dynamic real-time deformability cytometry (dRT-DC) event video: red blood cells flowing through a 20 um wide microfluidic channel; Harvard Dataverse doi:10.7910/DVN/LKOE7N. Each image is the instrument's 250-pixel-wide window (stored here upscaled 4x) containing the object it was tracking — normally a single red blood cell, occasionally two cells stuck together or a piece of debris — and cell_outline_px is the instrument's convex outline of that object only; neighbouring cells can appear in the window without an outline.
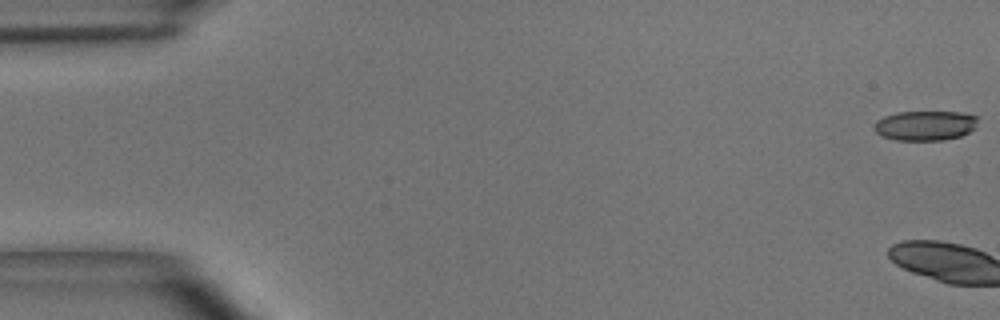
{"species": "common noctule bat (a hibernating species)", "species_latin": "Nyctalus noctula", "temperature_condition": "room temperature", "stored_images_in_passage": 4, "camera_frame_rate_fps": 3000, "um_per_image_px": 0.085, "animal": {"sex": "male", "body_mass_g": 15.6}, "frame": {"image": 1, "passage_image": 1, "time_ms": 0.0, "image_size_px": [1000, 320], "cell_outline_px": [[980, 116], [976, 128], [960, 136], [944, 140], [896, 140], [880, 136], [872, 128], [872, 124], [876, 120], [884, 116], [896, 112], [960, 112]], "centroid_in_image_um": [78.63, 10.67], "position_along_channel_um": 6.4, "area_um2": 18.38}}